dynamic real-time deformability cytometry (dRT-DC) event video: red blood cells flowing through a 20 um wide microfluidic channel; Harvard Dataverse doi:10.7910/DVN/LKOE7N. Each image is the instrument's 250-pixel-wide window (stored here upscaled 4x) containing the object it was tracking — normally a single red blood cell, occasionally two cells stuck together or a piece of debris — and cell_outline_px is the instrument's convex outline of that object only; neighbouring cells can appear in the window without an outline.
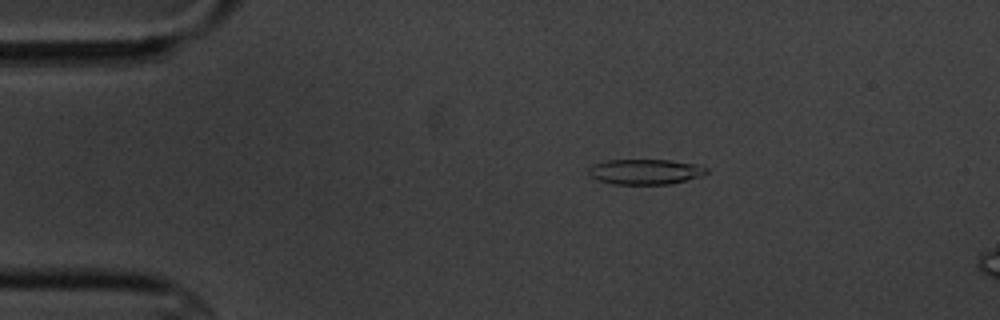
{"species": "common noctule bat (a hibernating species)", "species_latin": "Nyctalus noctula", "temperature_condition": "cold", "stored_images_in_passage": 5, "camera_frame_rate_fps": 3000, "um_per_image_px": 0.085, "animal": {"sex": "male", "body_mass_g": 20.1, "forearm_length_mm": 53.5}, "frame": {"image": 1, "passage_image": 3, "time_ms": 2.333, "image_size_px": [1000, 320], "cell_outline_px": [[708, 172], [704, 176], [672, 184], [612, 184], [596, 180], [588, 176], [588, 168], [592, 164], [608, 160], [668, 160], [700, 164], [708, 168]], "centroid_in_image_um": [54.86, 14.6], "position_along_channel_um": 30.1, "area_um2": 17.8}}